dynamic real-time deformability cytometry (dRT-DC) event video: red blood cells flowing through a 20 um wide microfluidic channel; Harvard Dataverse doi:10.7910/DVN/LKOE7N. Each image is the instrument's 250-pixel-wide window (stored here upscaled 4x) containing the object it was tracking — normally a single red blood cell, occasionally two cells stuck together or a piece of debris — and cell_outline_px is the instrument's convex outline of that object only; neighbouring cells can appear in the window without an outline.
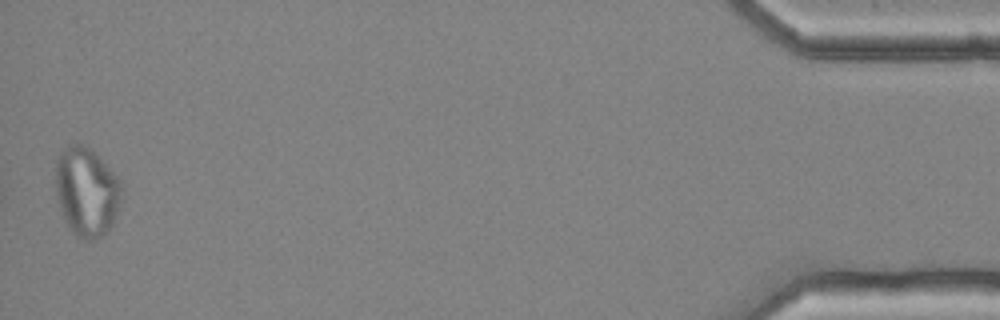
{"species": "common noctule bat (a hibernating species)", "species_latin": "Nyctalus noctula", "temperature_condition": "cold", "stored_images_in_passage": 40, "camera_frame_rate_fps": 3000, "um_per_image_px": 0.085, "animal": {"sex": "female", "body_mass_g": 25.1}, "frame": {"image": 1, "passage_image": 40, "time_ms": 13.0, "image_size_px": [1000, 320], "cell_outline_px": [[120, 204], [112, 224], [100, 236], [92, 240], [84, 240], [76, 236], [64, 220], [60, 208], [56, 192], [56, 160], [60, 152], [64, 148], [72, 144], [80, 144], [88, 148], [120, 180]], "centroid_in_image_um": [7.33, 16.32], "position_along_channel_um": 427.9, "area_um2": 33.47}, "authors_computed_cell_mechanics": {"area_um2": 28.6399, "velocity_mm_per_s": 3.597, "shape_relaxation_time_tau1_ms": null, "shape_relaxation_time_tau2_ms": 6.5612, "deformation_change_tau1": null, "deformation_change_tau2": 0.126}}